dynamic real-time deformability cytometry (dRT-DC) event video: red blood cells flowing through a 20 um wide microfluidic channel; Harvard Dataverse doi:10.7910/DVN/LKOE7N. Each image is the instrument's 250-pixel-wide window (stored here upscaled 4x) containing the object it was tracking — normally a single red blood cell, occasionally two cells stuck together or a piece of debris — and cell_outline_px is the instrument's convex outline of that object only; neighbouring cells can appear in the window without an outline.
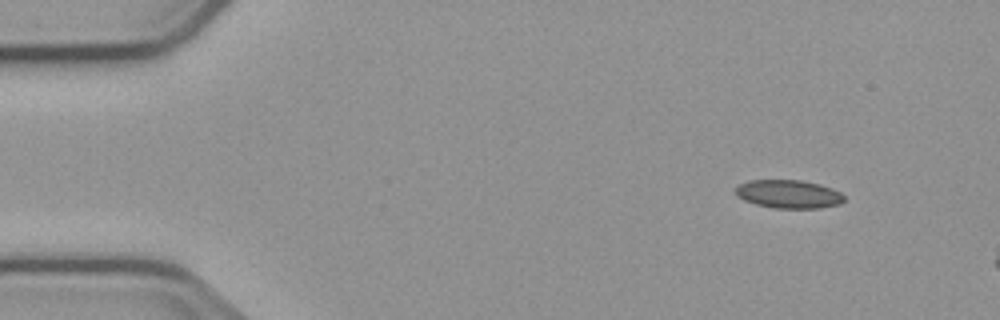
{"species": "common noctule bat (a hibernating species)", "species_latin": "Nyctalus noctula", "temperature_condition": "cold", "stored_images_in_passage": 3, "camera_frame_rate_fps": 3000, "um_per_image_px": 0.085, "animal": {"sex": "male", "body_mass_g": 23.1, "forearm_length_mm": 52.7}, "frame": {"image": 1, "passage_image": 1, "time_ms": 0.0, "image_size_px": [1000, 320], "cell_outline_px": [[844, 200], [840, 204], [820, 208], [772, 208], [756, 204], [744, 200], [736, 196], [732, 188], [748, 180], [800, 180], [820, 184], [832, 188], [840, 192], [844, 196]], "centroid_in_image_um": [66.99, 16.49], "position_along_channel_um": 18.0, "area_um2": 18.15}}